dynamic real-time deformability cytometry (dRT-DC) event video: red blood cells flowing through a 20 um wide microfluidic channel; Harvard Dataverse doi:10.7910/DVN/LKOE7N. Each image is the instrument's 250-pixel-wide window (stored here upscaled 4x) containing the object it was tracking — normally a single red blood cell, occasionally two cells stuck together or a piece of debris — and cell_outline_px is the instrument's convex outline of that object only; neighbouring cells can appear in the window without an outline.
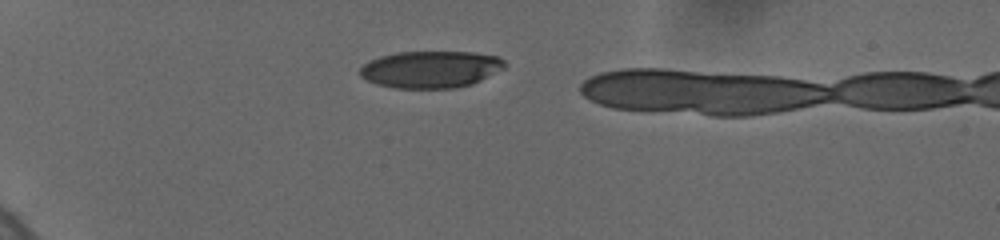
{"species": "human", "species_latin": "Homo sapiens", "temperature_condition": "cold", "stored_images_in_passage": 15, "camera_frame_rate_fps": 3000, "um_per_image_px": 0.085, "donor": {"sex": "female"}, "frame": {"image": 1, "passage_image": 1, "time_ms": 0.0, "image_size_px": [1000, 240], "cell_outline_px": [[504, 68], [472, 84], [452, 88], [392, 88], [376, 84], [360, 76], [360, 68], [368, 60], [380, 56], [396, 52], [472, 52], [500, 56], [504, 60]], "centroid_in_image_um": [36.58, 5.89], "position_along_channel_um": 48.4, "area_um2": 31.21}}
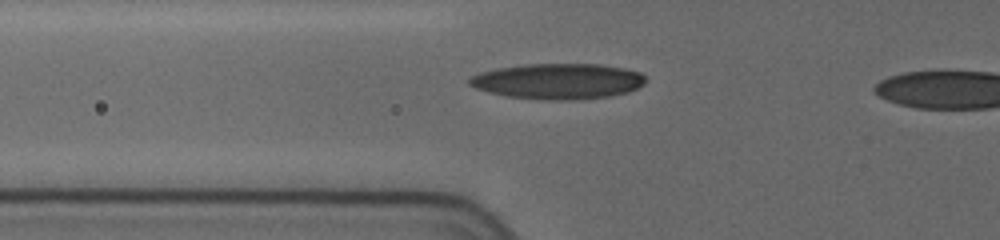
{"frame": {"image": 2, "passage_image": 8, "time_ms": 2.0, "image_size_px": [1000, 240], "cell_outline_px": [[644, 84], [628, 92], [608, 96], [576, 100], [544, 100], [504, 96], [488, 92], [476, 88], [468, 84], [468, 80], [472, 76], [480, 72], [496, 68], [524, 64], [600, 64], [624, 68], [640, 72], [644, 76]], "centroid_in_image_um": [47.4, 6.9], "position_along_channel_um": 78.4, "area_um2": 36.7}}
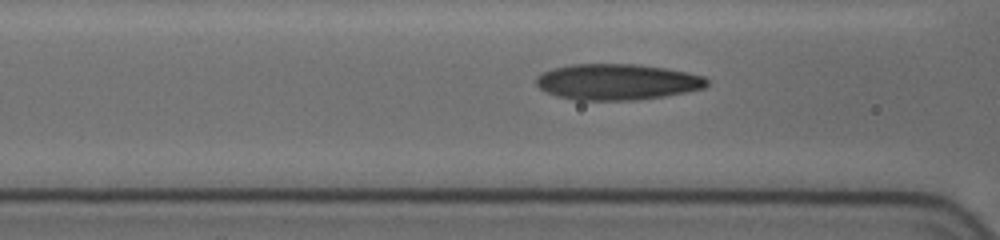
{"frame": {"image": 3, "passage_image": 12, "time_ms": 3.0, "image_size_px": [1000, 240], "cell_outline_px": [[708, 84], [704, 88], [664, 96], [636, 100], [576, 100], [556, 96], [540, 88], [536, 84], [536, 76], [552, 68], [572, 64], [640, 64], [688, 72], [704, 76], [708, 80]], "centroid_in_image_um": [52.45, 6.95], "position_along_channel_um": 114.1, "area_um2": 35.84}}